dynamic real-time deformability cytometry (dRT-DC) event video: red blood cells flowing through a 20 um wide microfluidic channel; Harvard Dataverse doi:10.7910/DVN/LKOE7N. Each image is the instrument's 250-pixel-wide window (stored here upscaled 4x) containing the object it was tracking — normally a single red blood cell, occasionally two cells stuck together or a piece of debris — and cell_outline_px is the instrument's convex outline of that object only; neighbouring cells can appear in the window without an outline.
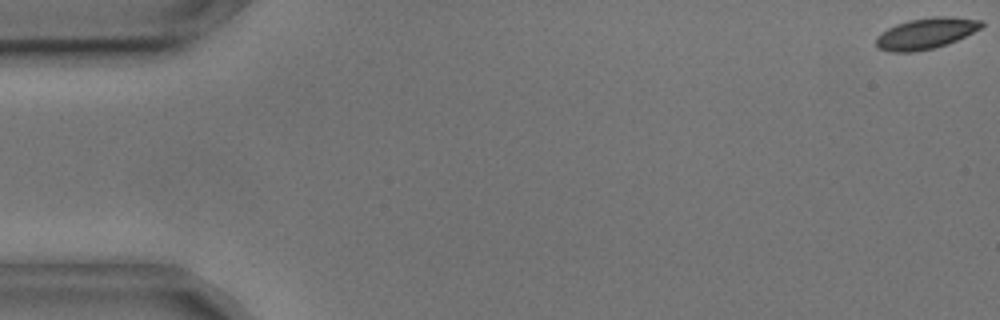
{"species": "common noctule bat (a hibernating species)", "species_latin": "Nyctalus noctula", "temperature_condition": "cold", "stored_images_in_passage": 9, "camera_frame_rate_fps": 3000, "um_per_image_px": 0.085, "animal": {"sex": "male", "body_mass_g": 17.9, "forearm_length_mm": 54.2}, "frame": {"image": 1, "passage_image": 1, "time_ms": 0.0, "image_size_px": [1000, 320], "cell_outline_px": [[984, 24], [980, 28], [948, 44], [936, 48], [916, 52], [888, 52], [876, 48], [876, 36], [888, 28], [896, 24], [908, 20], [932, 16], [948, 16], [984, 20]], "centroid_in_image_um": [78.68, 2.84], "position_along_channel_um": 6.3, "area_um2": 19.31}}